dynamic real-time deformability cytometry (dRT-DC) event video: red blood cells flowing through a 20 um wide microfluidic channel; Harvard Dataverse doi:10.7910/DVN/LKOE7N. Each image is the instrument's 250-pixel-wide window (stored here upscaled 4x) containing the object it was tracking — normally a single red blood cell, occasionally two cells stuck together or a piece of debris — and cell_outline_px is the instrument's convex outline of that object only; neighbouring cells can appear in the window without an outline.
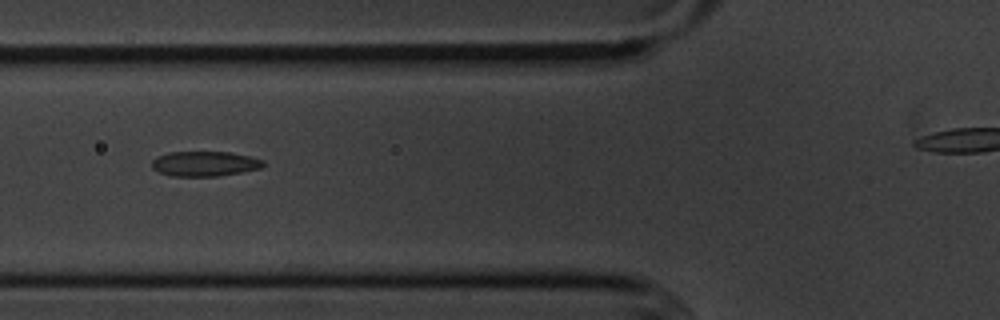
{"species": "common noctule bat (a hibernating species)", "species_latin": "Nyctalus noctula", "temperature_condition": "cold", "stored_images_in_passage": 7, "segment_of_instrument_passage": [1, 2], "camera_frame_rate_fps": 3000, "um_per_image_px": 0.085, "animal": {"sex": "male", "body_mass_g": 20.1, "forearm_length_mm": 53.5}, "frame": {"image": 1, "passage_image": 6, "time_ms": 5.667, "image_size_px": [1000, 320], "cell_outline_px": [[264, 164], [260, 168], [244, 172], [216, 176], [172, 176], [160, 172], [152, 168], [152, 160], [156, 156], [168, 152], [232, 152], [252, 156], [264, 160]], "centroid_in_image_um": [17.41, 13.91], "position_along_channel_um": 108.4, "area_um2": 16.36}}